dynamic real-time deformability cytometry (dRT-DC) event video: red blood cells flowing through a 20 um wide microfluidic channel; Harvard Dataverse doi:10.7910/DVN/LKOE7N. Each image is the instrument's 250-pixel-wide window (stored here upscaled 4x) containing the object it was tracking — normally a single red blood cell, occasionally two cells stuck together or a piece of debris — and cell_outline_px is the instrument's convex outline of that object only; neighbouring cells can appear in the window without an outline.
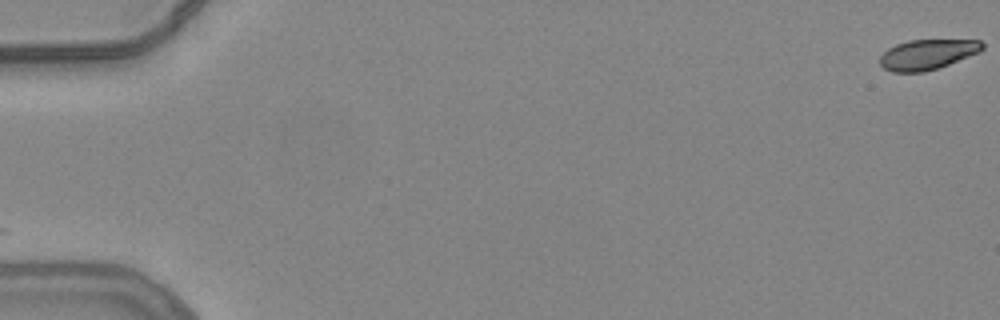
{"species": "common noctule bat (a hibernating species)", "species_latin": "Nyctalus noctula", "temperature_condition": "warm", "stored_images_in_passage": 56, "camera_frame_rate_fps": 3000, "um_per_image_px": 0.085, "animal": {"sex": "female", "body_mass_g": 24.6, "forearm_length_mm": 56.2}, "frame": {"image": 1, "passage_image": 1, "time_ms": 0.0, "image_size_px": [1000, 320], "cell_outline_px": [[984, 48], [980, 52], [948, 64], [924, 72], [892, 72], [884, 68], [880, 64], [880, 56], [888, 48], [896, 44], [908, 40], [980, 40], [984, 44]], "centroid_in_image_um": [78.82, 4.62], "position_along_channel_um": 6.2, "area_um2": 17.92}}
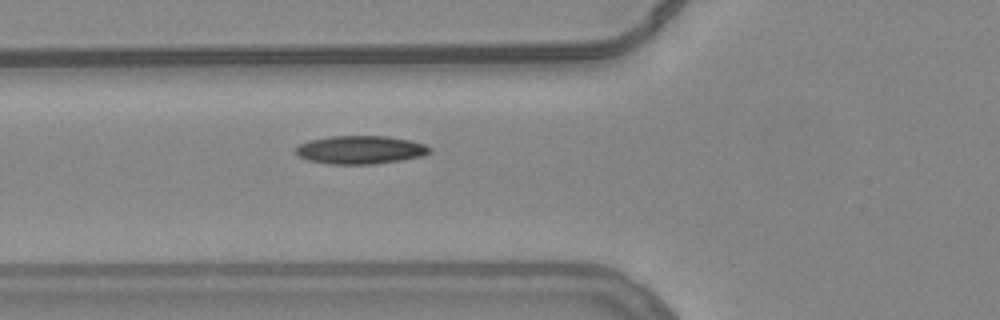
{"frame": {"image": 2, "passage_image": 22, "time_ms": 7.0, "image_size_px": [1000, 320], "cell_outline_px": [[432, 152], [424, 156], [400, 160], [372, 164], [328, 164], [308, 160], [300, 156], [296, 152], [296, 148], [300, 144], [308, 140], [328, 136], [388, 136], [408, 140], [424, 144], [432, 148]], "centroid_in_image_um": [30.65, 12.73], "position_along_channel_um": 95.1, "area_um2": 22.08}}
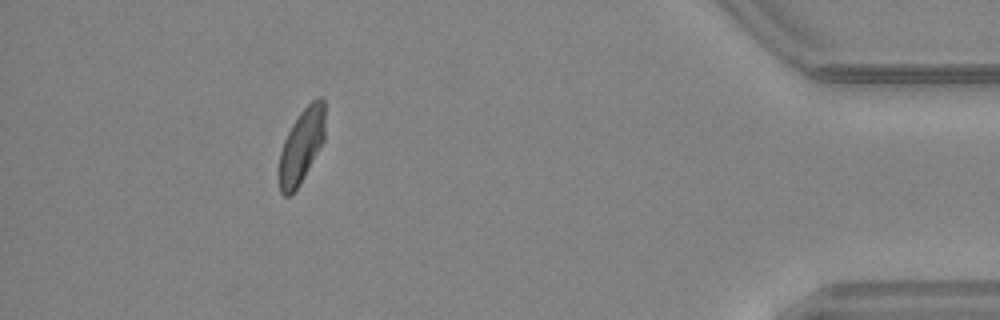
{"frame": {"image": 3, "passage_image": 51, "time_ms": 16.667, "image_size_px": [1000, 320], "cell_outline_px": [[324, 140], [300, 184], [288, 196], [284, 196], [280, 192], [276, 176], [276, 172], [280, 152], [284, 140], [292, 124], [300, 112], [316, 96], [320, 96], [324, 100]], "centroid_in_image_um": [25.58, 12.43], "position_along_channel_um": 409.6, "area_um2": 20.17}, "authors_computed_cell_mechanics": {"area_um2": 20.7502, "velocity_mm_per_s": 3.8125, "shape_relaxation_time_tau1_ms": 5.1427, "shape_relaxation_time_tau2_ms": 2.4562, "deformation_change_tau1": 0.1476, "deformation_change_tau2": 0.0742}}